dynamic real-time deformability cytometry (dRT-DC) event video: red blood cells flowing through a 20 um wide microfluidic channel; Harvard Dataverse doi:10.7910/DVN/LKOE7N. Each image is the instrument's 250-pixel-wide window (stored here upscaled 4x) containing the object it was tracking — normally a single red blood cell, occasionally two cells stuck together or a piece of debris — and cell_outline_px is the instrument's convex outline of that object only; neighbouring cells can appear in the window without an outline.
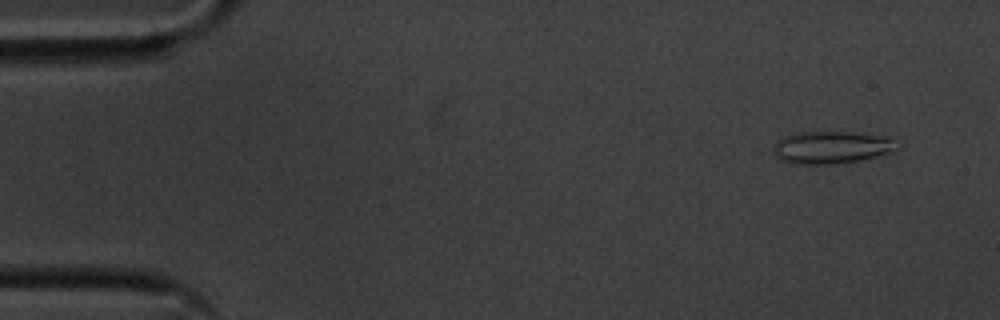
{"species": "common noctule bat (a hibernating species)", "species_latin": "Nyctalus noctula", "temperature_condition": "cold", "stored_images_in_passage": 11, "camera_frame_rate_fps": 3000, "um_per_image_px": 0.085, "animal": {"sex": "male", "body_mass_g": 20.1, "forearm_length_mm": 53.5}, "frame": {"image": 1, "passage_image": 4, "time_ms": 1.0, "image_size_px": [1000, 320], "cell_outline_px": [[900, 148], [892, 152], [860, 160], [840, 164], [796, 164], [780, 160], [772, 152], [772, 148], [784, 136], [800, 132], [852, 132], [876, 136], [892, 140], [900, 144]], "centroid_in_image_um": [70.66, 12.55], "position_along_channel_um": 14.3, "area_um2": 23.24}}